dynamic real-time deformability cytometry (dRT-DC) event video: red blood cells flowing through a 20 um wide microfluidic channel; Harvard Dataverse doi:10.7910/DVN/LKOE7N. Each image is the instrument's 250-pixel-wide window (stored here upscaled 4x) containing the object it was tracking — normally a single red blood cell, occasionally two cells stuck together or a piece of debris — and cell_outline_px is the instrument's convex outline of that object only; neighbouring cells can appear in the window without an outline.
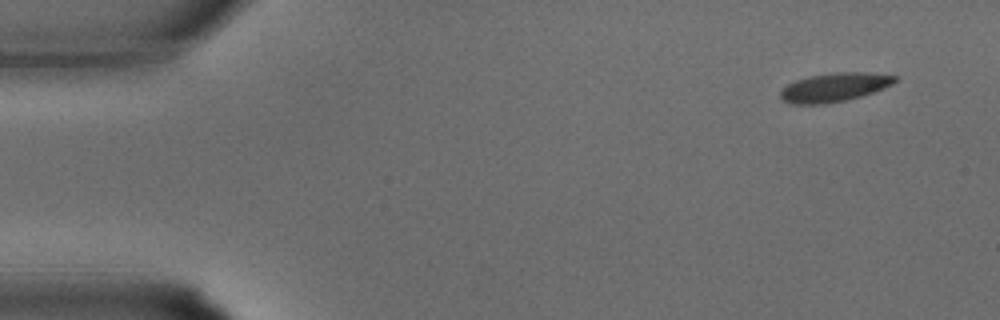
{"species": "common noctule bat (a hibernating species)", "species_latin": "Nyctalus noctula", "temperature_condition": "warm", "stored_images_in_passage": 32, "camera_frame_rate_fps": 3000, "um_per_image_px": 0.085, "animal": {"sex": "male", "body_mass_g": 15.6}, "frame": {"image": 1, "passage_image": 1, "time_ms": 0.0, "image_size_px": [1000, 320], "cell_outline_px": [[896, 80], [892, 84], [884, 88], [860, 96], [844, 100], [824, 104], [792, 104], [784, 100], [780, 96], [780, 92], [788, 84], [796, 80], [808, 76], [836, 72], [864, 72], [896, 76]], "centroid_in_image_um": [70.9, 7.41], "position_along_channel_um": 14.1, "area_um2": 18.9}}
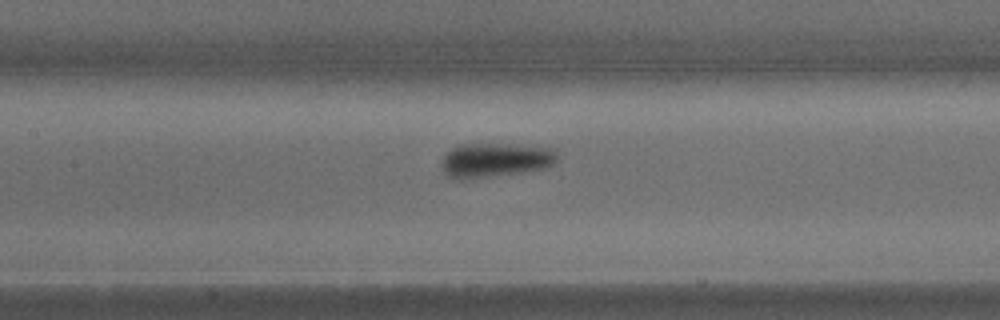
{"frame": {"image": 2, "passage_image": 14, "time_ms": 4.333, "image_size_px": [1000, 320], "cell_outline_px": [[556, 160], [552, 164], [544, 168], [524, 172], [460, 180], [448, 176], [444, 172], [444, 156], [456, 144], [508, 144], [556, 148]], "centroid_in_image_um": [42.11, 13.6], "position_along_channel_um": 165.3, "area_um2": 22.95}}
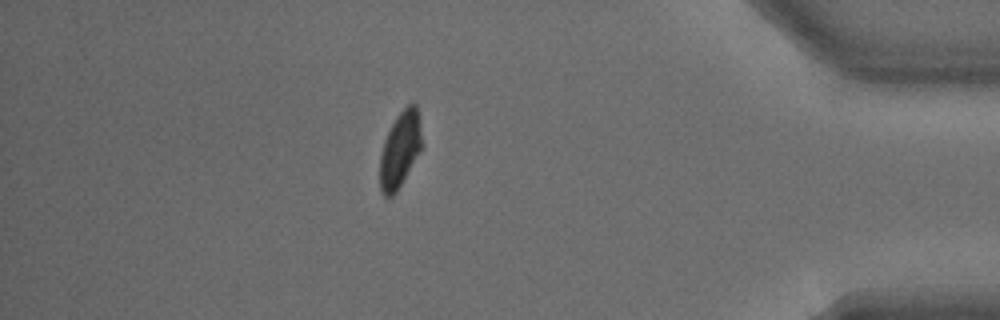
{"frame": {"image": 3, "passage_image": 28, "time_ms": 9.0, "image_size_px": [1000, 320], "cell_outline_px": [[420, 148], [396, 192], [392, 196], [384, 196], [380, 192], [380, 156], [384, 140], [396, 116], [412, 100], [416, 104], [420, 124]], "centroid_in_image_um": [33.96, 12.69], "position_along_channel_um": 401.2, "area_um2": 17.92}}